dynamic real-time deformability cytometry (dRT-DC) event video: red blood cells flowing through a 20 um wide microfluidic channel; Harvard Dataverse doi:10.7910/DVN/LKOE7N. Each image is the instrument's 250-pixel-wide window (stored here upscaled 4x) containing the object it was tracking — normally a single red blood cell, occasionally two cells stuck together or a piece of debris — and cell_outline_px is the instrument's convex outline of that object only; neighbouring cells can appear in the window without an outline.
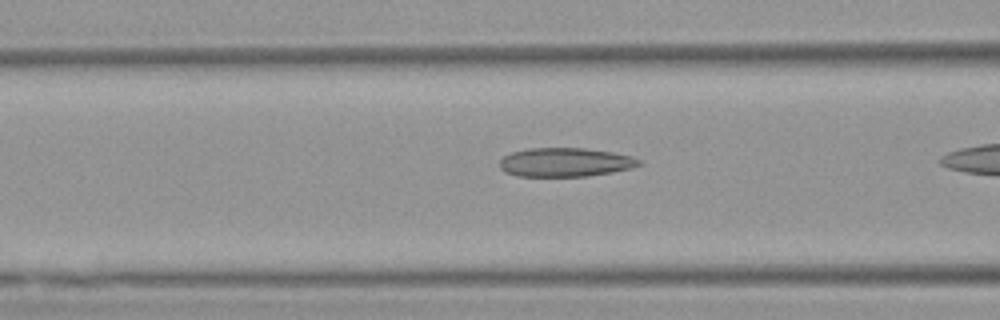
{"species": "Egyptian fruit bat (a non-hibernating species)", "species_latin": "Rousettus aegyptiacus", "temperature_condition": "warm", "stored_images_in_passage": 11, "camera_frame_rate_fps": 3000, "um_per_image_px": 0.085, "animal": {"sex": "female"}, "frame": {"image": 1, "passage_image": 9, "time_ms": 2.667, "image_size_px": [1000, 320], "cell_outline_px": [[644, 164], [632, 168], [612, 172], [588, 176], [516, 176], [504, 172], [500, 168], [500, 160], [504, 156], [512, 152], [528, 148], [584, 148], [612, 152], [632, 156], [640, 160]], "centroid_in_image_um": [48.06, 13.79], "position_along_channel_um": 118.5, "area_um2": 23.58}}